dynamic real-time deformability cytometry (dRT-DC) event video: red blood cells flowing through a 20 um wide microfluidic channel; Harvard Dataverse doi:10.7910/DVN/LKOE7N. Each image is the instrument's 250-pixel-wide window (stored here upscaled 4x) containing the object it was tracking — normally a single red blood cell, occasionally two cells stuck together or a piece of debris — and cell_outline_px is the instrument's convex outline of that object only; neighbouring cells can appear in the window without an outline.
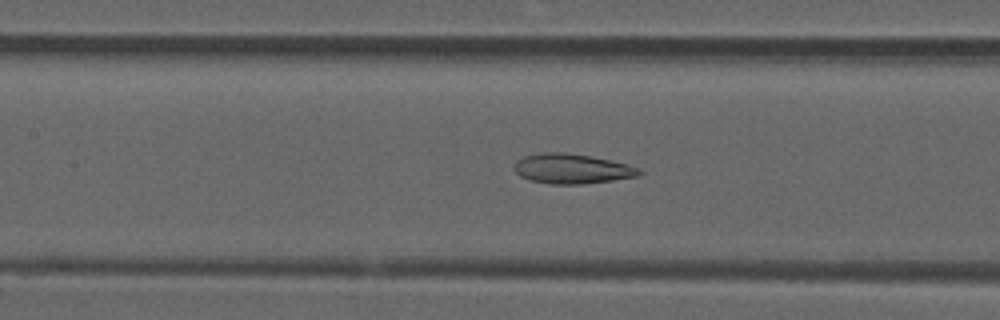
{"species": "common noctule bat (a hibernating species)", "species_latin": "Nyctalus noctula", "temperature_condition": "room temperature", "stored_images_in_passage": 51, "camera_frame_rate_fps": 3000, "um_per_image_px": 0.085, "animal": {"sex": "male", "forearm_length_mm": 52.5}, "frame": {"image": 1, "passage_image": 23, "time_ms": 7.333, "image_size_px": [1000, 320], "cell_outline_px": [[644, 172], [636, 176], [612, 180], [584, 184], [552, 184], [532, 180], [520, 176], [512, 168], [516, 160], [524, 156], [544, 152], [564, 152], [592, 156], [628, 164], [640, 168]], "centroid_in_image_um": [48.61, 14.33], "position_along_channel_um": 158.8, "area_um2": 21.79}}
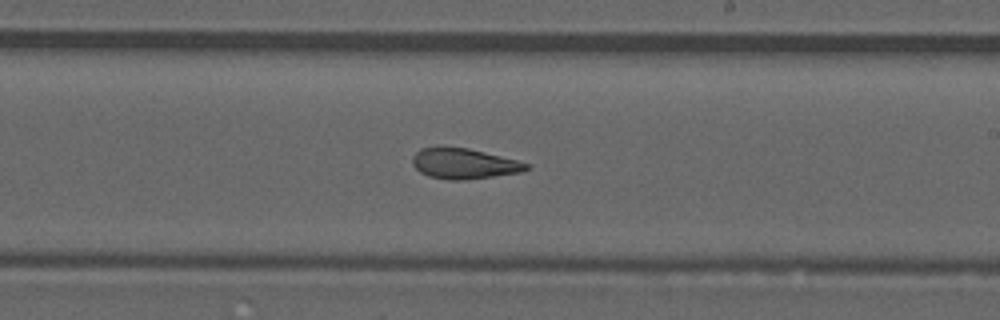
{"frame": {"image": 2, "passage_image": 30, "time_ms": 9.667, "image_size_px": [1000, 320], "cell_outline_px": [[532, 168], [520, 172], [464, 180], [448, 180], [428, 176], [420, 172], [412, 164], [412, 156], [420, 148], [468, 148], [532, 164]], "centroid_in_image_um": [39.45, 13.92], "position_along_channel_um": 249.6, "area_um2": 20.0}}
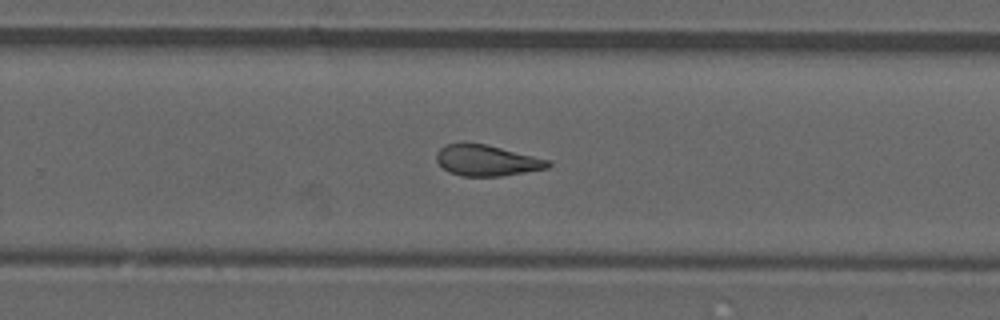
{"frame": {"image": 3, "passage_image": 33, "time_ms": 10.667, "image_size_px": [1000, 320], "cell_outline_px": [[552, 164], [548, 168], [500, 176], [460, 176], [448, 172], [436, 160], [436, 152], [440, 148], [448, 144], [484, 144], [552, 160]], "centroid_in_image_um": [41.4, 13.65], "position_along_channel_um": 288.4, "area_um2": 19.88}, "authors_computed_cell_mechanics": {"area_um2": 21.386, "velocity_mm_per_s": 3.9108, "shape_relaxation_time_tau1_ms": null, "shape_relaxation_time_tau2_ms": 2.9274, "deformation_change_tau1": null, "deformation_change_tau2": 0.1128}}